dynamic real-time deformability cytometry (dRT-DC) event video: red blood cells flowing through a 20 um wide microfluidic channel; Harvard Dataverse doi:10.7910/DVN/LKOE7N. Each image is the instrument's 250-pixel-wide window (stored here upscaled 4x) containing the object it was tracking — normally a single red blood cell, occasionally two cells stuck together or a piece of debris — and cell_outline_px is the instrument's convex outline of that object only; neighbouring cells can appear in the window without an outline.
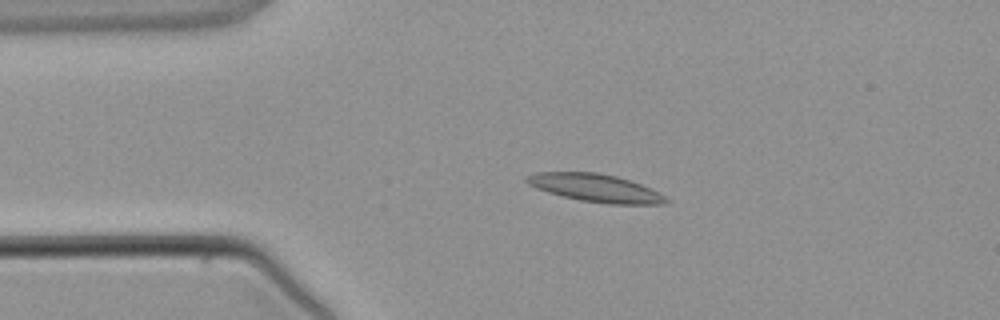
{"species": "common noctule bat (a hibernating species)", "species_latin": "Nyctalus noctula", "temperature_condition": "warm", "stored_images_in_passage": 3, "camera_frame_rate_fps": 3000, "um_per_image_px": 0.085, "animal": {"sex": "male", "body_mass_g": 21.5, "forearm_length_mm": 52.0}, "frame": {"image": 1, "passage_image": 2, "time_ms": 1.333, "image_size_px": [1000, 320], "cell_outline_px": [[668, 200], [664, 204], [608, 204], [580, 200], [548, 192], [536, 188], [528, 184], [524, 180], [528, 176], [536, 172], [596, 172], [616, 176], [652, 188], [664, 196]], "centroid_in_image_um": [50.61, 15.97], "position_along_channel_um": 34.4, "area_um2": 22.43}}